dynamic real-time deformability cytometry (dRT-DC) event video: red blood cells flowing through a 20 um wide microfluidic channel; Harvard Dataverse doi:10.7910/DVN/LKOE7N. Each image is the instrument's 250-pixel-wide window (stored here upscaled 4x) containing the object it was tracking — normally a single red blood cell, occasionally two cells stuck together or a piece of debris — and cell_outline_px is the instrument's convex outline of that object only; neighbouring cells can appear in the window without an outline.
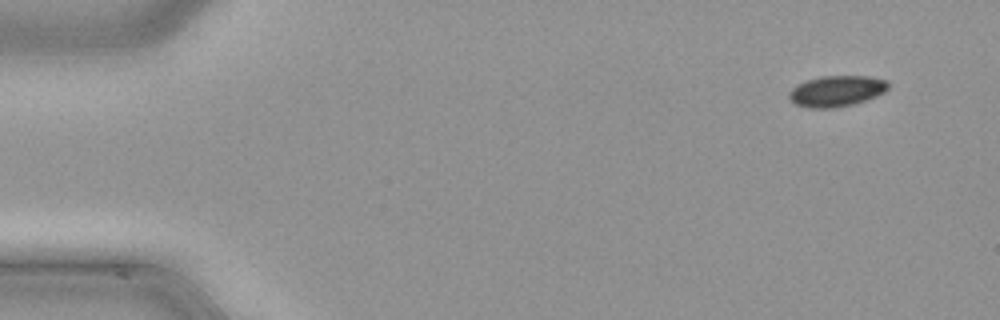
{"species": "common noctule bat (a hibernating species)", "species_latin": "Nyctalus noctula", "temperature_condition": "cold", "stored_images_in_passage": 12, "camera_frame_rate_fps": 3000, "um_per_image_px": 0.085, "animal": {"sex": "male", "body_mass_g": 21.5, "forearm_length_mm": 52.0}, "frame": {"image": 1, "passage_image": 1, "time_ms": 0.0, "image_size_px": [1000, 320], "cell_outline_px": [[888, 88], [884, 92], [876, 96], [852, 104], [832, 108], [808, 108], [796, 104], [788, 96], [788, 92], [792, 88], [808, 80], [820, 76], [868, 76], [888, 80]], "centroid_in_image_um": [71.11, 7.73], "position_along_channel_um": 13.9, "area_um2": 17.69}}